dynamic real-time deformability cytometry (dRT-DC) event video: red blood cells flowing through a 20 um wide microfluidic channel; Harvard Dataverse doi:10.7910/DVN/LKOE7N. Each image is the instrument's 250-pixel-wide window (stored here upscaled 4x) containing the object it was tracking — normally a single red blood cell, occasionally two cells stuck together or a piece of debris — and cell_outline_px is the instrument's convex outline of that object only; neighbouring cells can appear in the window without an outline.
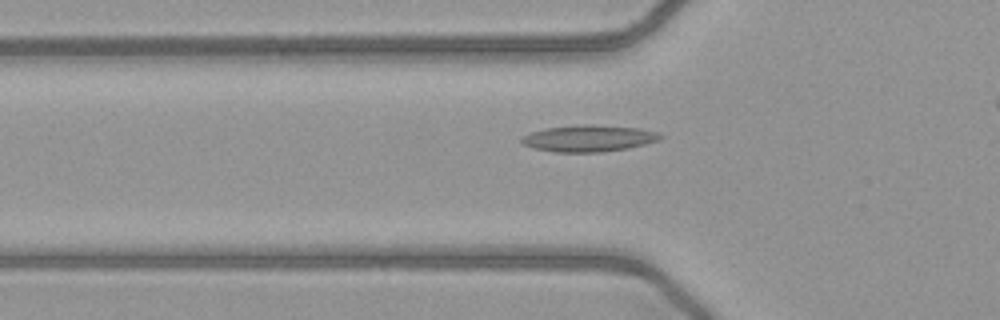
{"species": "common noctule bat (a hibernating species)", "species_latin": "Nyctalus noctula", "temperature_condition": "warm", "stored_images_in_passage": 36, "camera_frame_rate_fps": 3000, "um_per_image_px": 0.085, "animal": {"sex": "female", "body_mass_g": 21.9}, "frame": {"image": 1, "passage_image": 9, "time_ms": 2.667, "image_size_px": [1000, 320], "cell_outline_px": [[664, 136], [660, 140], [628, 148], [600, 152], [552, 152], [532, 148], [524, 144], [520, 140], [520, 136], [532, 132], [548, 128], [584, 124], [592, 124], [640, 128], [660, 132]], "centroid_in_image_um": [50.06, 11.76], "position_along_channel_um": 75.7, "area_um2": 21.62}}
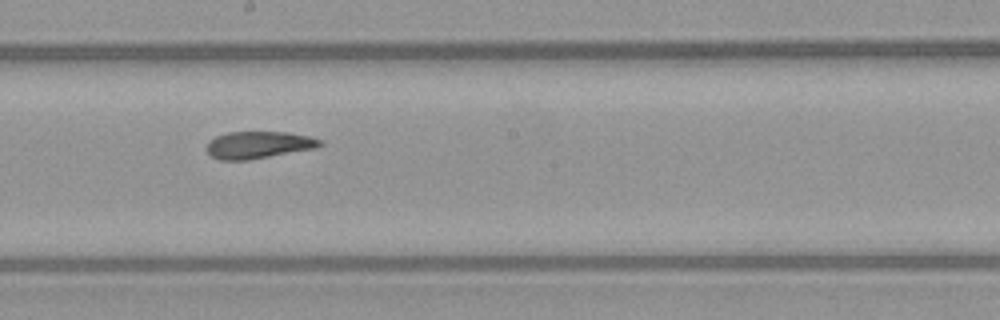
{"frame": {"image": 2, "passage_image": 20, "time_ms": 6.333, "image_size_px": [1000, 320], "cell_outline_px": [[324, 144], [316, 148], [248, 160], [220, 160], [212, 156], [204, 148], [208, 140], [216, 136], [228, 132], [288, 132], [308, 136], [324, 140]], "centroid_in_image_um": [21.96, 12.31], "position_along_channel_um": 226.2, "area_um2": 18.09}}
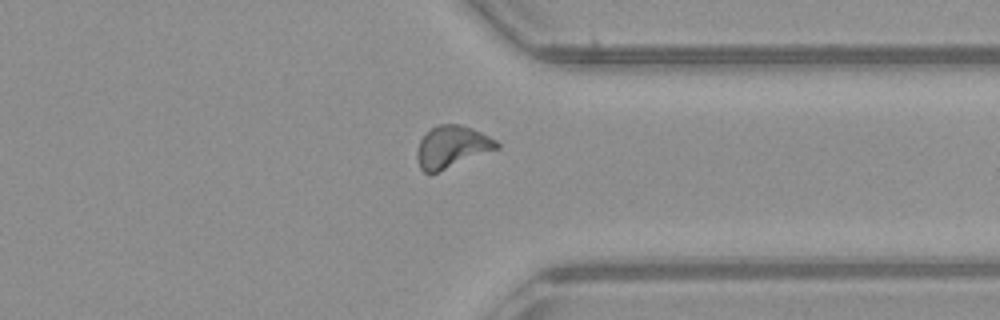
{"frame": {"image": 3, "passage_image": 31, "time_ms": 10.0, "image_size_px": [1000, 320], "cell_outline_px": [[500, 148], [436, 172], [424, 172], [420, 168], [416, 156], [416, 152], [420, 140], [432, 128], [440, 124], [460, 124], [472, 128], [496, 140], [500, 144]], "centroid_in_image_um": [38.42, 12.47], "position_along_channel_um": 373.0, "area_um2": 19.19}}